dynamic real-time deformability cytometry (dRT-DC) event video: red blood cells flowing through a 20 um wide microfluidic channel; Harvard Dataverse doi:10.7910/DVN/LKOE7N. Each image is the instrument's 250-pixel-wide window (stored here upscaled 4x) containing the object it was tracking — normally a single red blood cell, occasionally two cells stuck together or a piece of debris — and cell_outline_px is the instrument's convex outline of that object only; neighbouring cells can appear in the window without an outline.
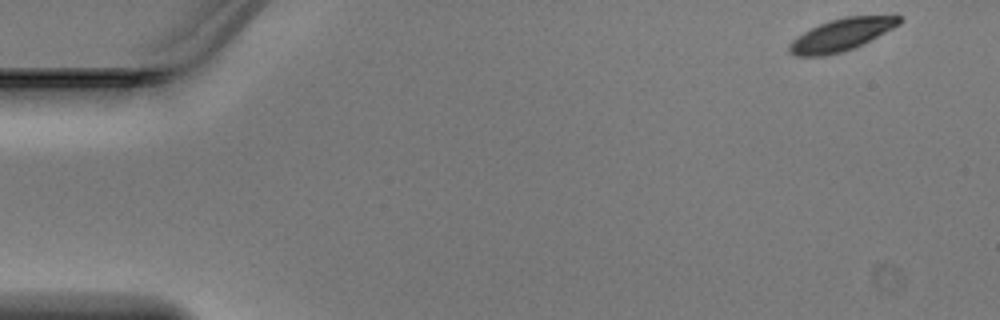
{"species": "Egyptian fruit bat (a non-hibernating species)", "species_latin": "Rousettus aegyptiacus", "temperature_condition": "warm", "stored_images_in_passage": 46, "camera_frame_rate_fps": 3000, "um_per_image_px": 0.085, "animal": {"sex": "male"}, "frame": {"image": 1, "passage_image": 1, "time_ms": 0.0, "image_size_px": [1000, 320], "cell_outline_px": [[904, 20], [900, 24], [852, 48], [840, 52], [824, 56], [796, 56], [788, 52], [788, 44], [792, 40], [804, 32], [820, 24], [844, 16], [900, 16]], "centroid_in_image_um": [71.47, 2.96], "position_along_channel_um": 13.5, "area_um2": 20.11}}
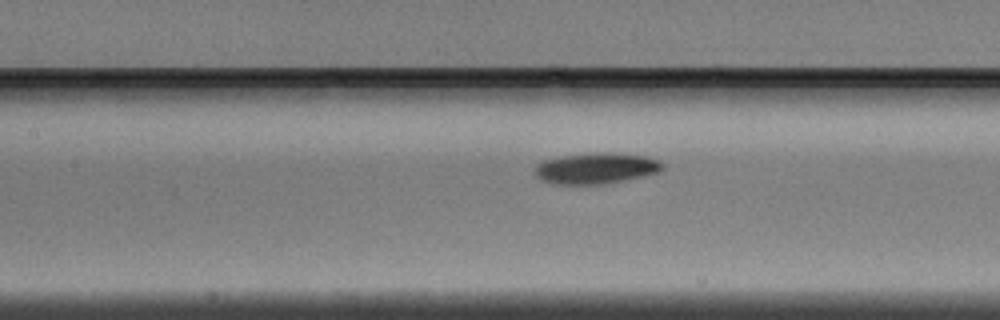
{"frame": {"image": 2, "passage_image": 20, "time_ms": 6.333, "image_size_px": [1000, 320], "cell_outline_px": [[664, 168], [660, 172], [644, 176], [604, 184], [552, 184], [540, 180], [536, 176], [536, 164], [544, 160], [560, 156], [596, 152], [612, 152], [644, 156], [656, 160], [664, 164]], "centroid_in_image_um": [50.65, 14.3], "position_along_channel_um": 156.7, "area_um2": 23.18}}
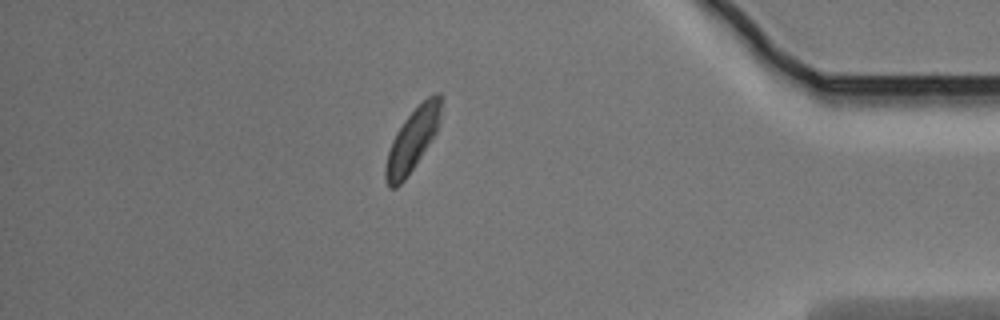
{"frame": {"image": 3, "passage_image": 40, "time_ms": 13.0, "image_size_px": [1000, 320], "cell_outline_px": [[440, 120], [436, 132], [432, 140], [404, 180], [396, 188], [388, 188], [384, 176], [384, 168], [388, 152], [392, 140], [396, 132], [404, 120], [428, 96], [436, 92], [440, 92]], "centroid_in_image_um": [35.03, 11.92], "position_along_channel_um": 400.2, "area_um2": 19.83}}